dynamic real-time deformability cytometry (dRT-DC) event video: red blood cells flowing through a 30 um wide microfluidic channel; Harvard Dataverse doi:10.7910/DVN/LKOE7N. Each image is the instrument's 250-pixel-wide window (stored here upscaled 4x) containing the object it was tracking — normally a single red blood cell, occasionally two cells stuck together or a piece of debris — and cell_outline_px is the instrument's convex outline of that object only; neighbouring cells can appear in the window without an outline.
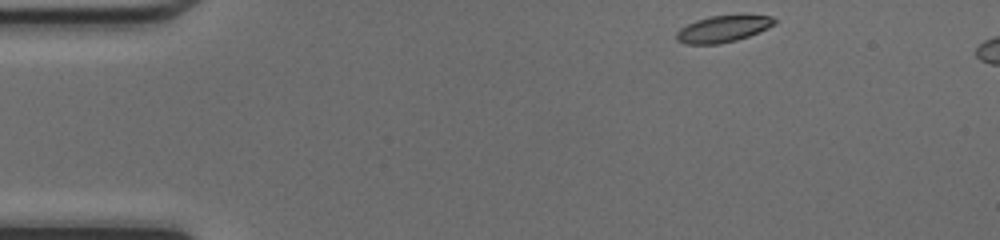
{"species": "common noctule bat (a hibernating species)", "species_latin": "Nyctalus noctula", "temperature_condition": "cold", "stored_images_in_passage": 41, "camera_frame_rate_fps": 3000, "um_per_image_px": 0.085, "animal": {"sex": "female", "body_mass_g": 17.0, "forearm_length_mm": 48.0}, "frame": {"image": 1, "passage_image": 1, "time_ms": 0.0, "image_size_px": [1000, 240], "cell_outline_px": [[776, 24], [768, 28], [748, 36], [736, 40], [716, 44], [684, 44], [676, 40], [676, 32], [680, 28], [696, 20], [708, 16], [740, 12], [744, 12], [772, 16], [776, 20]], "centroid_in_image_um": [61.51, 2.39], "position_along_channel_um": 23.5, "area_um2": 15.95}}
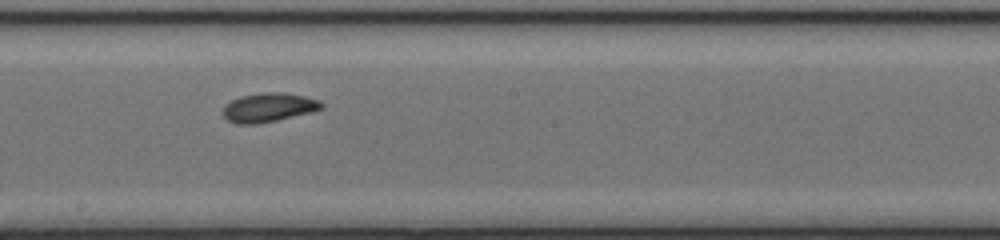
{"frame": {"image": 2, "passage_image": 21, "time_ms": 6.667, "image_size_px": [1000, 240], "cell_outline_px": [[324, 108], [312, 112], [276, 120], [256, 124], [236, 124], [228, 120], [224, 116], [224, 104], [240, 96], [260, 92], [284, 92], [304, 96], [320, 100], [324, 104]], "centroid_in_image_um": [22.85, 9.12], "position_along_channel_um": 225.3, "area_um2": 16.76}}
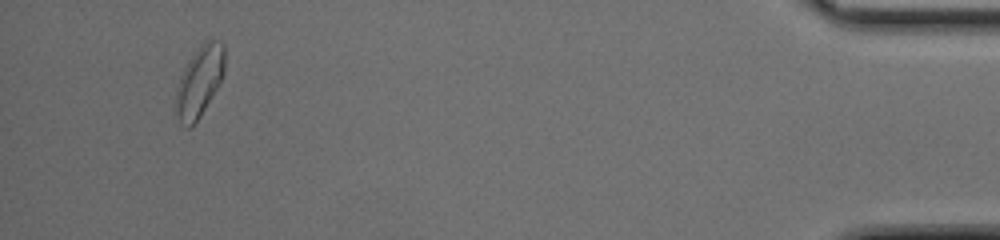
{"frame": {"image": 3, "passage_image": 40, "time_ms": 13.0, "image_size_px": [1000, 240], "cell_outline_px": [[224, 72], [216, 88], [200, 116], [192, 128], [188, 128], [180, 124], [176, 116], [176, 88], [184, 68], [200, 44], [208, 36], [212, 36], [220, 40], [224, 44]], "centroid_in_image_um": [16.95, 6.88], "position_along_channel_um": 418.2, "area_um2": 20.17}}